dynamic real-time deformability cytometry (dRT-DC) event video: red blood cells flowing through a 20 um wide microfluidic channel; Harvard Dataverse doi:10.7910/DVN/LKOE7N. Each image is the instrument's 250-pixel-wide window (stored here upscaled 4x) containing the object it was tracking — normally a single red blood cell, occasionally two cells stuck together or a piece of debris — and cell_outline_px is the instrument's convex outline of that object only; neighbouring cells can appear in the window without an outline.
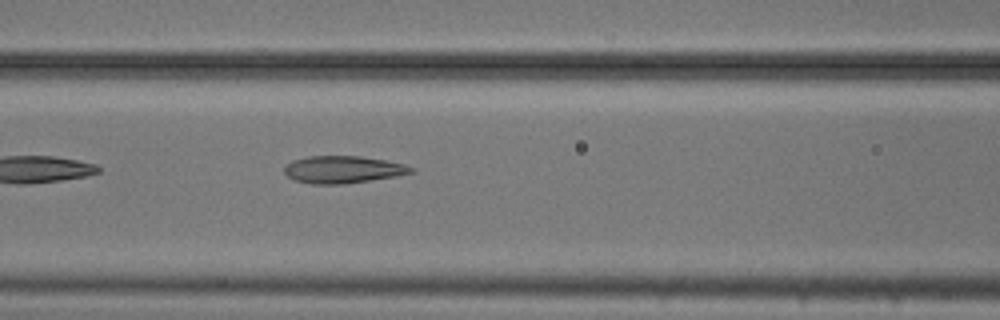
{"species": "common noctule bat (a hibernating species)", "species_latin": "Nyctalus noctula", "temperature_condition": "cold", "stored_images_in_passage": 12, "camera_frame_rate_fps": 3000, "um_per_image_px": 0.085, "animal": {"sex": "male", "body_mass_g": 20.5, "forearm_length_mm": 52.5}, "frame": {"image": 1, "passage_image": 6, "time_ms": 1.667, "image_size_px": [1000, 320], "cell_outline_px": [[416, 172], [396, 176], [344, 184], [312, 184], [296, 180], [288, 176], [284, 172], [284, 168], [292, 160], [308, 156], [360, 156], [384, 160], [404, 164], [416, 168]], "centroid_in_image_um": [29.18, 14.41], "position_along_channel_um": 137.4, "area_um2": 20.11}}
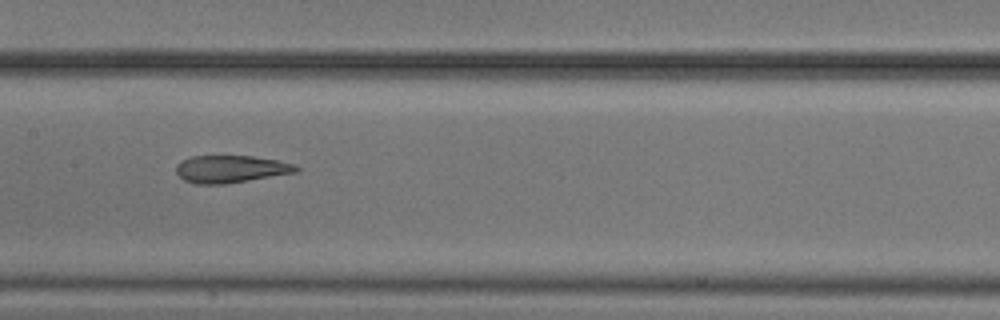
{"frame": {"image": 2, "passage_image": 10, "time_ms": 3.0, "image_size_px": [1000, 320], "cell_outline_px": [[300, 168], [296, 172], [224, 184], [196, 184], [184, 180], [176, 172], [176, 164], [180, 160], [192, 156], [252, 156], [276, 160], [296, 164]], "centroid_in_image_um": [19.58, 14.36], "position_along_channel_um": 187.8, "area_um2": 19.07}}